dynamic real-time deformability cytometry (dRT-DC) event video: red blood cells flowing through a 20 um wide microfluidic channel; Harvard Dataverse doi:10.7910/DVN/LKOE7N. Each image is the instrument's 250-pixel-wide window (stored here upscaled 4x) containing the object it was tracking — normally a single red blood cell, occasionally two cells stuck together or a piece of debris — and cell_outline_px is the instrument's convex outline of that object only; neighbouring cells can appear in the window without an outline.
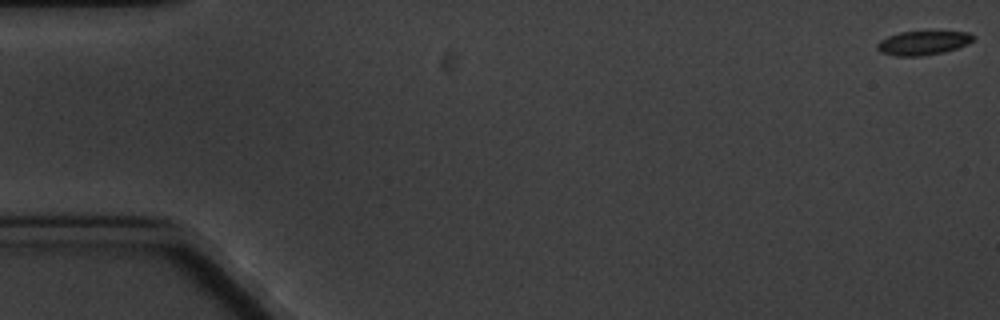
{"species": "common noctule bat (a hibernating species)", "species_latin": "Nyctalus noctula", "temperature_condition": "cold", "stored_images_in_passage": 5, "camera_frame_rate_fps": 3000, "um_per_image_px": 0.085, "animal": {"sex": "male", "body_mass_g": 20.1, "forearm_length_mm": 53.5}, "frame": {"image": 1, "passage_image": 1, "time_ms": 0.0, "image_size_px": [1000, 320], "cell_outline_px": [[976, 36], [968, 44], [944, 52], [920, 56], [896, 56], [880, 52], [876, 48], [876, 44], [880, 40], [888, 36], [900, 32], [968, 32]], "centroid_in_image_um": [78.43, 3.65], "position_along_channel_um": 6.6, "area_um2": 13.35}}